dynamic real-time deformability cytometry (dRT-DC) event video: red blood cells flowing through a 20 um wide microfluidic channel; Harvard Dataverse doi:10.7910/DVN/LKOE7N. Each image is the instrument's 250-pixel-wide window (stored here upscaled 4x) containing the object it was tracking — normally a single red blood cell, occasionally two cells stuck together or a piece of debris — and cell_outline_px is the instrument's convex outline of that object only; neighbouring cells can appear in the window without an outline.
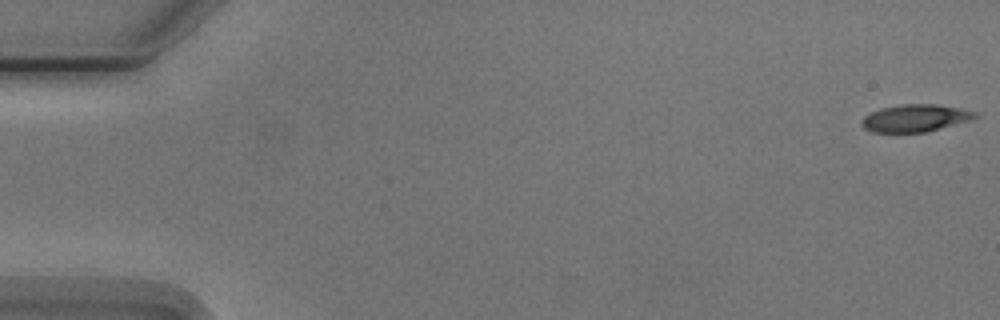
{"species": "Egyptian fruit bat (a non-hibernating species)", "species_latin": "Rousettus aegyptiacus", "temperature_condition": "cold", "stored_images_in_passage": 8, "camera_frame_rate_fps": 3000, "um_per_image_px": 0.085, "animal": {"sex": "male"}, "frame": {"image": 1, "passage_image": 1, "time_ms": 0.0, "image_size_px": [1000, 320], "cell_outline_px": [[976, 116], [972, 120], [924, 132], [872, 132], [864, 128], [860, 124], [860, 120], [864, 116], [880, 108], [900, 104], [936, 104], [960, 108], [976, 112]], "centroid_in_image_um": [77.76, 10.03], "position_along_channel_um": 7.2, "area_um2": 18.03}}
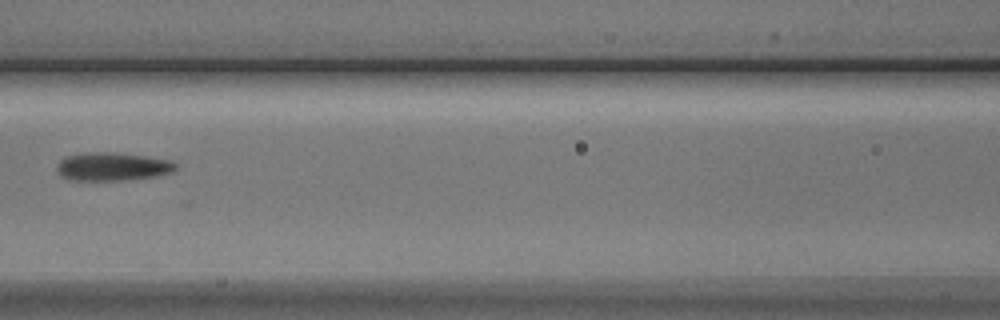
{"frame": {"image": 2, "passage_image": 7, "time_ms": 8.0, "image_size_px": [1000, 320], "cell_outline_px": [[176, 168], [172, 172], [156, 176], [120, 180], [68, 180], [60, 176], [56, 168], [56, 164], [60, 160], [68, 156], [88, 152], [112, 152], [144, 156], [172, 160], [176, 164]], "centroid_in_image_um": [9.53, 14.16], "position_along_channel_um": 157.1, "area_um2": 19.54}}
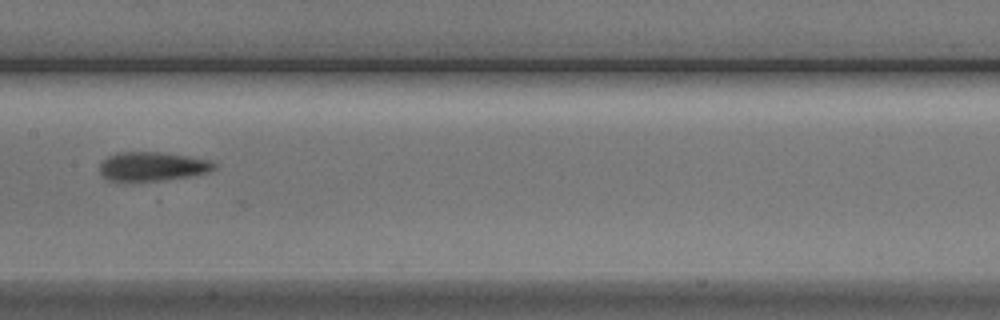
{"frame": {"image": 3, "passage_image": 8, "time_ms": 9.0, "image_size_px": [1000, 320], "cell_outline_px": [[216, 168], [208, 172], [188, 176], [164, 180], [108, 180], [100, 172], [100, 164], [108, 156], [120, 152], [160, 152], [208, 160], [216, 164]], "centroid_in_image_um": [12.95, 14.14], "position_along_channel_um": 194.5, "area_um2": 18.84}}